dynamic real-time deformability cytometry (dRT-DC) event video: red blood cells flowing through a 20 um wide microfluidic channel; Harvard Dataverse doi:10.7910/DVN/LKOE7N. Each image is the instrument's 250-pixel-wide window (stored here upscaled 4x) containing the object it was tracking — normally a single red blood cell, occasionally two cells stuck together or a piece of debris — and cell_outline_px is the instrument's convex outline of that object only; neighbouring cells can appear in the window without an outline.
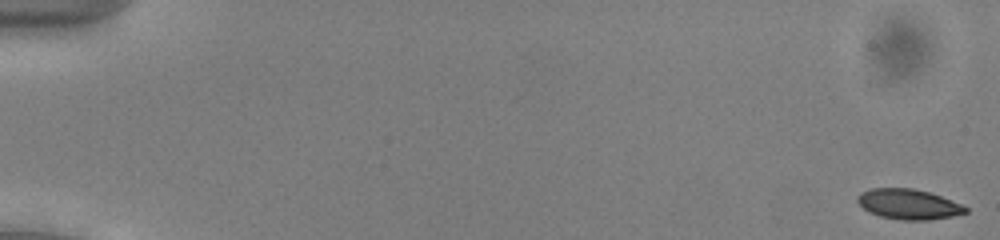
{"species": "common noctule bat (a hibernating species)", "species_latin": "Nyctalus noctula", "temperature_condition": "cold", "stored_images_in_passage": 53, "camera_frame_rate_fps": 3000, "um_per_image_px": 0.085, "animal": {"sex": "male", "body_mass_g": 13.0, "forearm_length_mm": 53.1}, "frame": {"image": 1, "passage_image": 1, "time_ms": 0.0, "image_size_px": [1000, 240], "cell_outline_px": [[968, 212], [952, 216], [928, 220], [900, 220], [880, 216], [868, 212], [856, 200], [856, 196], [860, 192], [872, 188], [912, 188], [928, 192], [940, 196], [960, 204], [968, 208]], "centroid_in_image_um": [77.19, 17.36], "position_along_channel_um": 7.8, "area_um2": 18.96}}
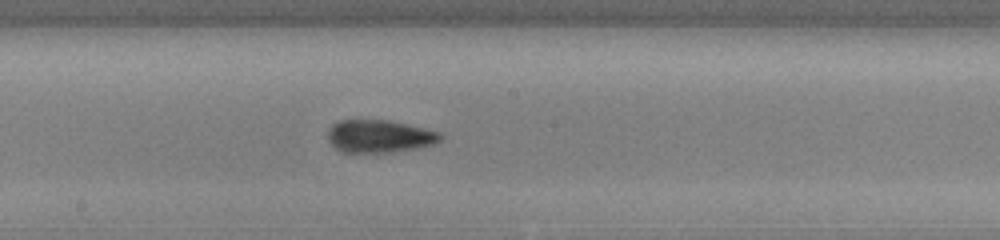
{"frame": {"image": 2, "passage_image": 30, "time_ms": 9.667, "image_size_px": [1000, 240], "cell_outline_px": [[444, 136], [440, 140], [432, 144], [416, 148], [392, 152], [344, 152], [336, 148], [328, 140], [328, 128], [332, 124], [340, 120], [388, 120], [424, 128], [440, 132]], "centroid_in_image_um": [32.24, 11.57], "position_along_channel_um": 216.0, "area_um2": 21.33}}
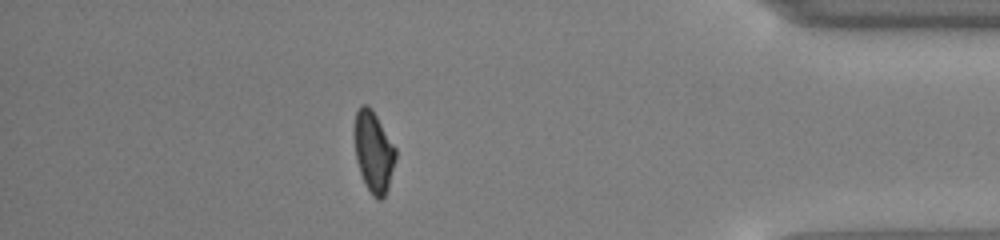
{"frame": {"image": 3, "passage_image": 47, "time_ms": 15.333, "image_size_px": [1000, 240], "cell_outline_px": [[396, 160], [388, 188], [384, 196], [380, 200], [376, 200], [372, 196], [360, 172], [356, 160], [352, 136], [352, 128], [356, 112], [360, 104], [368, 104], [372, 108], [396, 148]], "centroid_in_image_um": [31.72, 12.84], "position_along_channel_um": 403.5, "area_um2": 20.0}, "authors_computed_cell_mechanics": {"area_um2": 19.9988, "velocity_mm_per_s": 3.9548, "shape_relaxation_time_tau1_ms": 2.4548, "shape_relaxation_time_tau2_ms": 2.9618, "deformation_change_tau1": 0.089, "deformation_change_tau2": 0.0698}}